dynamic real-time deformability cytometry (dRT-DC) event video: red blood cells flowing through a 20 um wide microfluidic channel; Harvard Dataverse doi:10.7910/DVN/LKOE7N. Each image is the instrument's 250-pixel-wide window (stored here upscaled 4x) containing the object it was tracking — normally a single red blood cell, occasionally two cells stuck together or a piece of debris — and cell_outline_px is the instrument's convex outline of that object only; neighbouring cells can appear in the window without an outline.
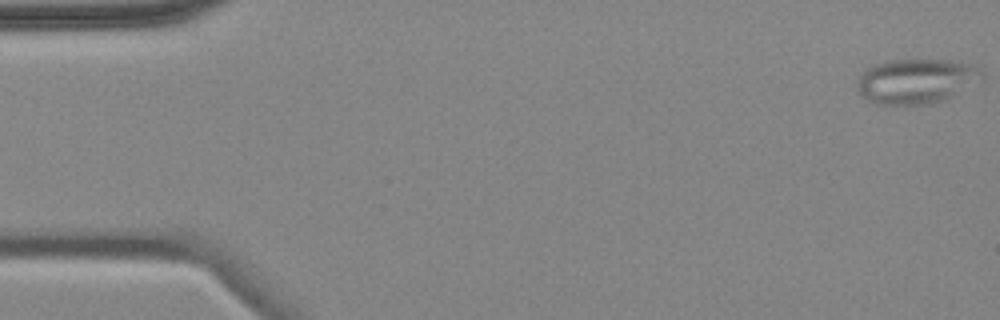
{"species": "common noctule bat (a hibernating species)", "species_latin": "Nyctalus noctula", "temperature_condition": "cold", "stored_images_in_passage": 5, "camera_frame_rate_fps": 3000, "um_per_image_px": 0.085, "animal": {"sex": "female", "body_mass_g": 18.4}, "frame": {"image": 1, "passage_image": 1, "time_ms": 0.0, "image_size_px": [1000, 320], "cell_outline_px": [[984, 80], [940, 100], [928, 104], [884, 104], [868, 100], [860, 96], [856, 84], [860, 76], [868, 68], [876, 64], [896, 60], [944, 60], [960, 64], [980, 72], [984, 76]], "centroid_in_image_um": [77.8, 6.91], "position_along_channel_um": 7.2, "area_um2": 31.39}}